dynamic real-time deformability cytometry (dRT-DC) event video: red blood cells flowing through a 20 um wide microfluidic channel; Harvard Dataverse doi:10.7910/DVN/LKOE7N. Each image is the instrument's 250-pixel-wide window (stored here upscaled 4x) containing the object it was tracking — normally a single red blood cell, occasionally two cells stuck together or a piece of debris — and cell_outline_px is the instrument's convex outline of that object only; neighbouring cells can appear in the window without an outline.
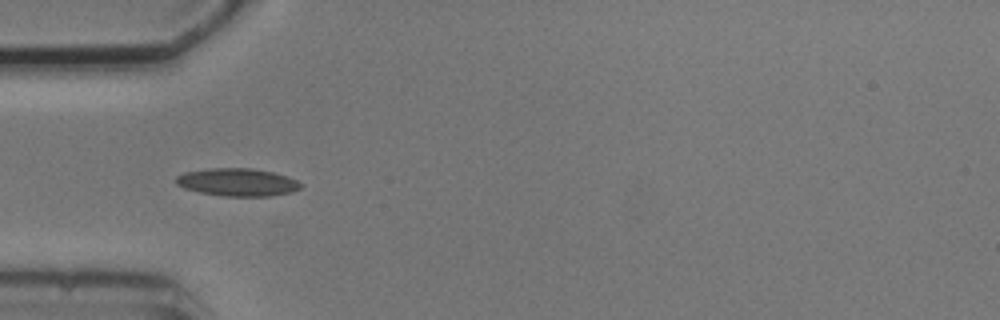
{"species": "common noctule bat (a hibernating species)", "species_latin": "Nyctalus noctula", "temperature_condition": "cold", "stored_images_in_passage": 7, "camera_frame_rate_fps": 3000, "um_per_image_px": 0.085, "animal": {"sex": "male", "body_mass_g": 20.5, "forearm_length_mm": 52.5}, "frame": {"image": 1, "passage_image": 1, "time_ms": 0.0, "image_size_px": [1000, 320], "cell_outline_px": [[304, 184], [300, 188], [292, 192], [268, 196], [224, 196], [200, 192], [184, 188], [176, 184], [176, 176], [184, 172], [208, 168], [252, 168], [272, 172], [288, 176]], "centroid_in_image_um": [20.19, 15.48], "position_along_channel_um": 64.8, "area_um2": 20.23}}
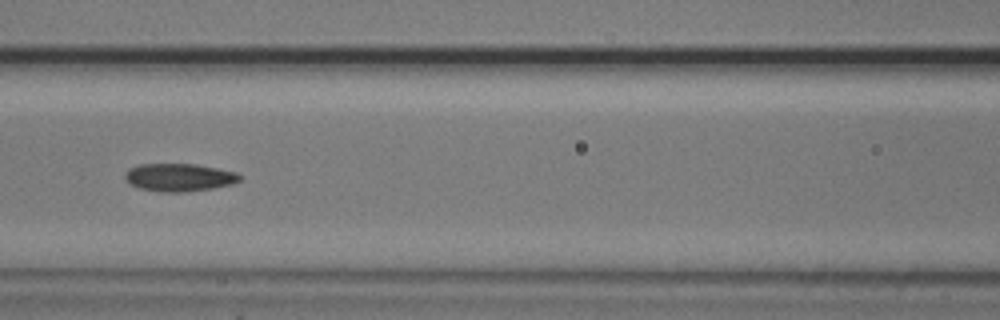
{"frame": {"image": 2, "passage_image": 3, "time_ms": 2.333, "image_size_px": [1000, 320], "cell_outline_px": [[240, 180], [232, 184], [212, 188], [184, 192], [160, 192], [140, 188], [128, 184], [124, 176], [128, 168], [140, 164], [196, 164], [236, 172], [240, 176]], "centroid_in_image_um": [15.19, 15.08], "position_along_channel_um": 151.4, "area_um2": 18.61}}
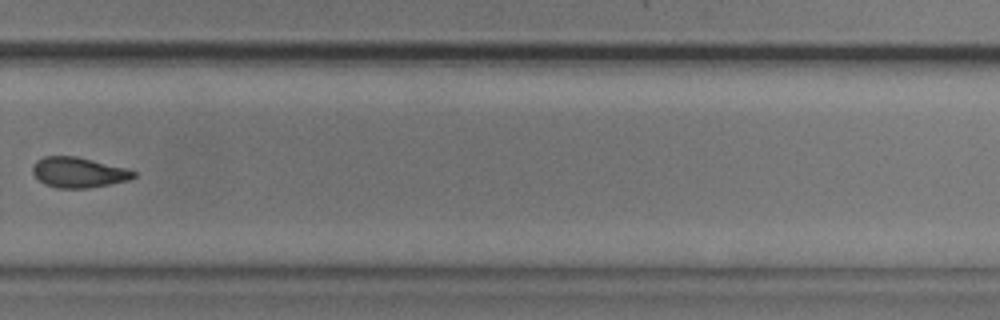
{"frame": {"image": 3, "passage_image": 7, "time_ms": 7.0, "image_size_px": [1000, 320], "cell_outline_px": [[136, 176], [128, 180], [88, 188], [56, 188], [44, 184], [32, 172], [32, 164], [36, 160], [44, 156], [76, 156], [124, 168], [136, 172]], "centroid_in_image_um": [6.62, 14.65], "position_along_channel_um": 323.2, "area_um2": 17.69}}